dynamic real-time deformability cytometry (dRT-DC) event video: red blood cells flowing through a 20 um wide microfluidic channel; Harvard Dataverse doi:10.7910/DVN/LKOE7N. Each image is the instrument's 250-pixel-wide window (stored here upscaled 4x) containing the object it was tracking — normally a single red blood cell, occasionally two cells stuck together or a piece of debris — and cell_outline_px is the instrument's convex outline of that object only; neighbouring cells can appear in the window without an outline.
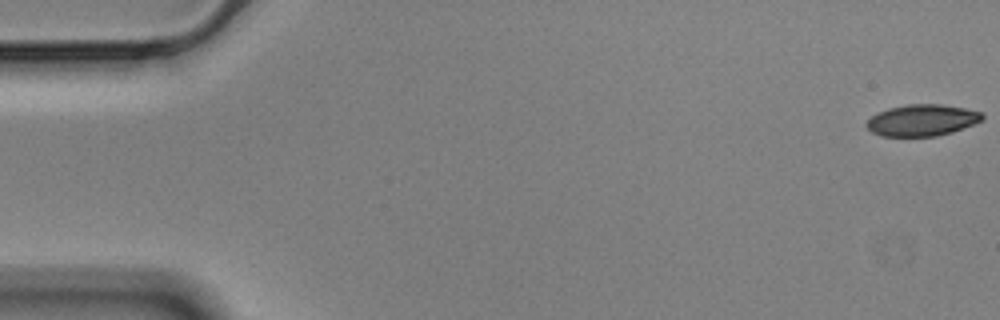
{"species": "Egyptian fruit bat (a non-hibernating species)", "species_latin": "Rousettus aegyptiacus", "temperature_condition": "cold", "stored_images_in_passage": 57, "camera_frame_rate_fps": 3000, "um_per_image_px": 0.085, "animal": {"sex": "male"}, "frame": {"image": 1, "passage_image": 1, "time_ms": 0.0, "image_size_px": [1000, 320], "cell_outline_px": [[984, 120], [952, 132], [936, 136], [880, 136], [872, 132], [864, 124], [876, 112], [888, 108], [908, 104], [940, 104], [964, 108], [980, 112], [984, 116]], "centroid_in_image_um": [78.35, 10.22], "position_along_channel_um": 6.6, "area_um2": 21.27}}
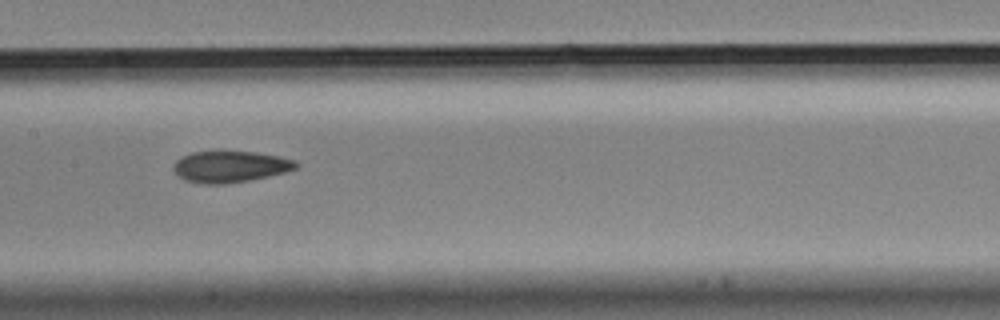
{"frame": {"image": 2, "passage_image": 28, "time_ms": 9.0, "image_size_px": [1000, 320], "cell_outline_px": [[300, 164], [296, 168], [284, 172], [268, 176], [248, 180], [224, 184], [200, 184], [188, 180], [180, 176], [172, 168], [172, 164], [180, 156], [192, 152], [256, 152], [280, 156], [296, 160]], "centroid_in_image_um": [19.57, 14.16], "position_along_channel_um": 187.8, "area_um2": 22.31}}
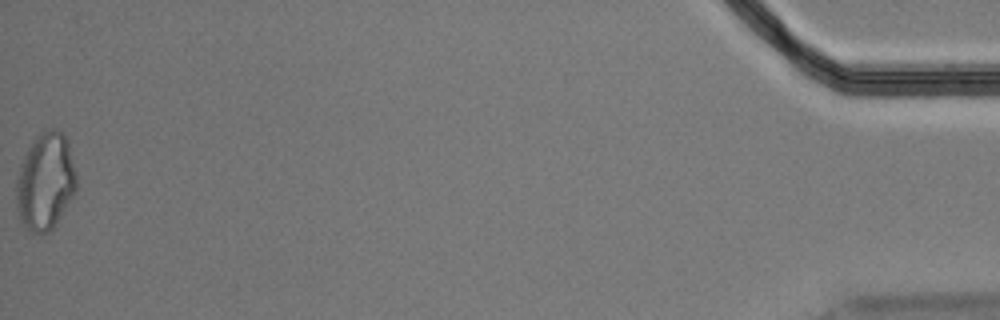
{"frame": {"image": 3, "passage_image": 57, "time_ms": 18.667, "image_size_px": [1000, 320], "cell_outline_px": [[76, 192], [52, 228], [48, 232], [28, 232], [24, 228], [20, 220], [16, 204], [16, 180], [20, 164], [32, 140], [40, 132], [52, 128], [56, 128], [68, 140], [76, 172]], "centroid_in_image_um": [3.84, 15.41], "position_along_channel_um": 431.4, "area_um2": 34.22}, "authors_computed_cell_mechanics": {"area_um2": 22.5998, "velocity_mm_per_s": 3.5418, "shape_relaxation_time_tau1_ms": null, "shape_relaxation_time_tau2_ms": 6.4478, "deformation_change_tau1": null, "deformation_change_tau2": 0.1247}}